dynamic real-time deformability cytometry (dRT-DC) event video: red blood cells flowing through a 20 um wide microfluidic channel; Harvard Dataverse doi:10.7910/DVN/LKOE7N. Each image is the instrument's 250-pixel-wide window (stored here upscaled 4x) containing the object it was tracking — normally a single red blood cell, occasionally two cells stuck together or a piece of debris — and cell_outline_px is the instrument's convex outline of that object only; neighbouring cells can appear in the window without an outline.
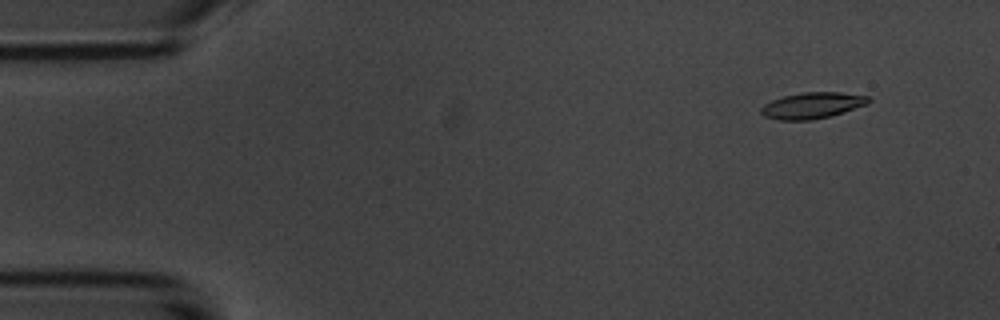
{"species": "common noctule bat (a hibernating species)", "species_latin": "Nyctalus noctula", "temperature_condition": "room temperature", "stored_images_in_passage": 5, "camera_frame_rate_fps": 3000, "um_per_image_px": 0.085, "animal": {"sex": "male", "body_mass_g": 20.1, "forearm_length_mm": 53.5}, "frame": {"image": 1, "passage_image": 2, "time_ms": 1.333, "image_size_px": [1000, 320], "cell_outline_px": [[872, 100], [868, 104], [832, 116], [812, 120], [776, 120], [764, 116], [760, 112], [760, 108], [764, 104], [772, 100], [784, 96], [804, 92], [840, 92], [868, 96]], "centroid_in_image_um": [69.05, 8.97], "position_along_channel_um": 16.0, "area_um2": 16.53}}
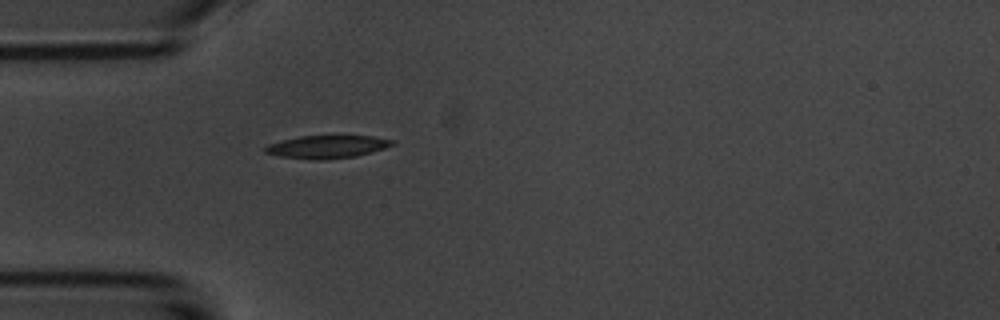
{"frame": {"image": 2, "passage_image": 5, "time_ms": 5.0, "image_size_px": [1000, 320], "cell_outline_px": [[396, 144], [384, 148], [356, 156], [324, 160], [312, 160], [280, 156], [264, 152], [264, 148], [268, 144], [300, 136], [372, 136], [396, 140]], "centroid_in_image_um": [27.83, 12.48], "position_along_channel_um": 57.2, "area_um2": 16.88}}